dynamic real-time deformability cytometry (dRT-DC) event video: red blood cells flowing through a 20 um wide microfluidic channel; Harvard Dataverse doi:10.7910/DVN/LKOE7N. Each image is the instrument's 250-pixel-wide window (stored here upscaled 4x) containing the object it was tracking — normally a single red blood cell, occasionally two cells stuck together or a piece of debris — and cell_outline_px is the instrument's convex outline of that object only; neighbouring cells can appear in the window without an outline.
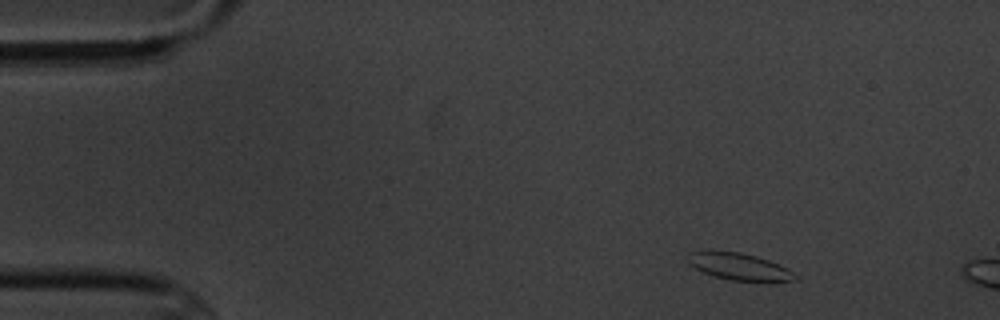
{"species": "common noctule bat (a hibernating species)", "species_latin": "Nyctalus noctula", "temperature_condition": "cold", "stored_images_in_passage": 3, "camera_frame_rate_fps": 3000, "um_per_image_px": 0.085, "animal": {"sex": "male", "body_mass_g": 20.1, "forearm_length_mm": 53.5}, "frame": {"image": 1, "passage_image": 1, "time_ms": 0.0, "image_size_px": [1000, 320], "cell_outline_px": [[796, 280], [772, 284], [728, 280], [704, 272], [688, 264], [688, 252], [704, 248], [740, 252], [756, 256], [768, 260], [788, 268], [796, 276]], "centroid_in_image_um": [62.83, 22.66], "position_along_channel_um": 22.2, "area_um2": 17.86}}